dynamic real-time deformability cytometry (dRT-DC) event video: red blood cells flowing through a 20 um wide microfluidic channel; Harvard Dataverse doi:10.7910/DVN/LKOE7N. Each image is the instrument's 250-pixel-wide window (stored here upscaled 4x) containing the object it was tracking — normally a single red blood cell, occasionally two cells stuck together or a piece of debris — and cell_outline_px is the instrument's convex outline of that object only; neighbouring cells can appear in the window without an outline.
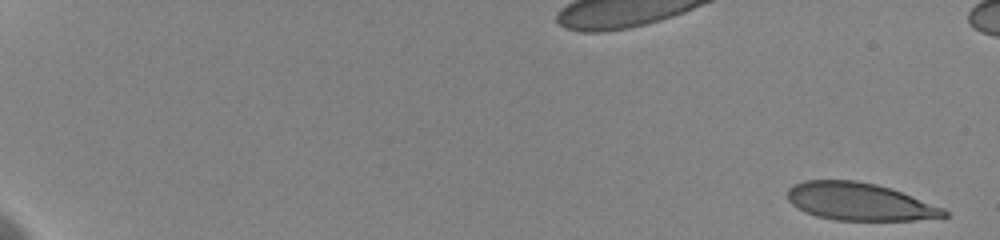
{"species": "human", "species_latin": "Homo sapiens", "temperature_condition": "cold", "stored_images_in_passage": 30, "segment_of_instrument_passage": [1, 2], "camera_frame_rate_fps": 3000, "um_per_image_px": 0.085, "donor": {"sex": "female"}, "frame": {"image": 1, "passage_image": 1, "time_ms": 0.0, "image_size_px": [1000, 240], "cell_outline_px": [[948, 216], [916, 220], [836, 220], [816, 216], [804, 212], [792, 204], [788, 200], [788, 188], [792, 184], [804, 180], [856, 180], [876, 184], [892, 188], [944, 208], [948, 212]], "centroid_in_image_um": [73.04, 17.13], "position_along_channel_um": 12.0, "area_um2": 34.45}}
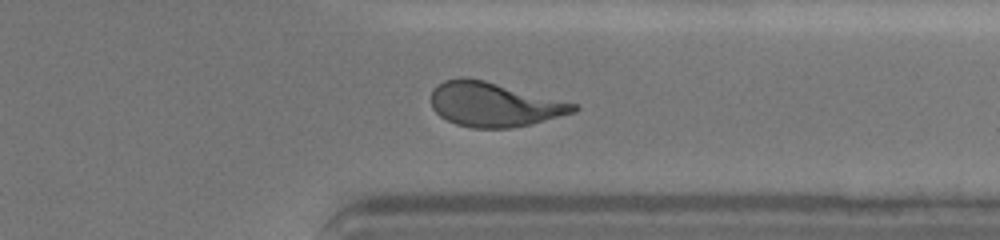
{"frame": {"image": 2, "passage_image": 23, "time_ms": 15.667, "image_size_px": [1000, 240], "cell_outline_px": [[580, 108], [576, 112], [532, 124], [512, 128], [472, 128], [456, 124], [440, 116], [432, 108], [432, 88], [444, 80], [460, 76], [464, 76], [484, 80], [576, 104]], "centroid_in_image_um": [41.97, 8.88], "position_along_channel_um": 369.4, "area_um2": 36.82}}
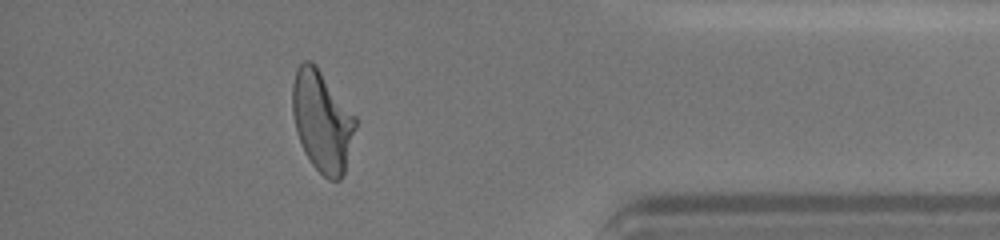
{"frame": {"image": 3, "passage_image": 26, "time_ms": 17.333, "image_size_px": [1000, 240], "cell_outline_px": [[356, 128], [344, 172], [340, 180], [328, 180], [312, 164], [304, 152], [296, 132], [292, 112], [292, 84], [296, 68], [304, 60], [312, 60], [316, 64], [356, 116]], "centroid_in_image_um": [27.37, 10.26], "position_along_channel_um": 407.8, "area_um2": 37.28}}